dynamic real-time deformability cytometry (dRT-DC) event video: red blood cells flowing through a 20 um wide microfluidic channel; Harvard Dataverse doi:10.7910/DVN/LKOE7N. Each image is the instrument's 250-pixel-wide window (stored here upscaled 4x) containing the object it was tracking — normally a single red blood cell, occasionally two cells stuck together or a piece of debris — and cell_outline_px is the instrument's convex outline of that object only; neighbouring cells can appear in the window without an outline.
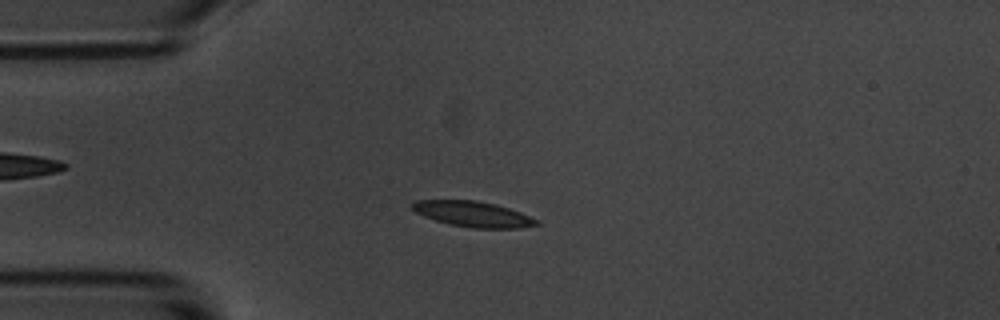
{"species": "common noctule bat (a hibernating species)", "species_latin": "Nyctalus noctula", "temperature_condition": "room temperature", "stored_images_in_passage": 55, "camera_frame_rate_fps": 3000, "um_per_image_px": 0.085, "animal": {"sex": "male", "body_mass_g": 20.1, "forearm_length_mm": 53.5}, "frame": {"image": 1, "passage_image": 13, "time_ms": 4.0, "image_size_px": [1000, 320], "cell_outline_px": [[540, 224], [516, 228], [472, 228], [448, 224], [424, 216], [416, 212], [408, 204], [416, 200], [476, 200], [496, 204], [520, 212], [540, 220]], "centroid_in_image_um": [40.19, 18.19], "position_along_channel_um": 44.8, "area_um2": 18.55}}
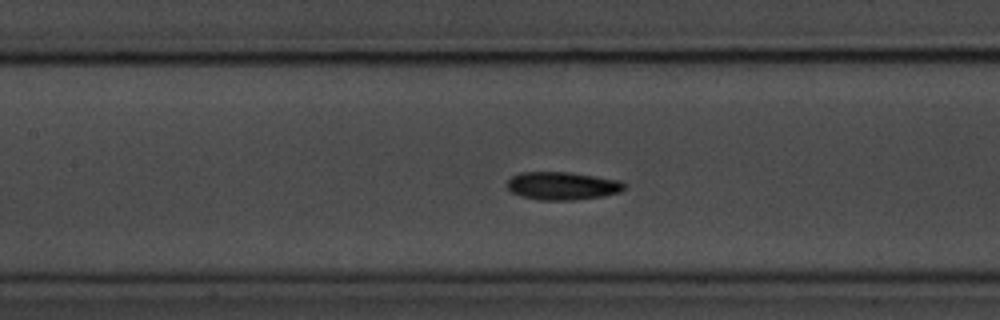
{"frame": {"image": 2, "passage_image": 24, "time_ms": 7.667, "image_size_px": [1000, 320], "cell_outline_px": [[624, 188], [620, 192], [604, 196], [572, 200], [540, 200], [520, 196], [512, 192], [508, 188], [508, 180], [512, 176], [520, 172], [568, 172], [596, 176], [620, 180], [624, 184]], "centroid_in_image_um": [47.8, 15.79], "position_along_channel_um": 159.6, "area_um2": 19.07}}
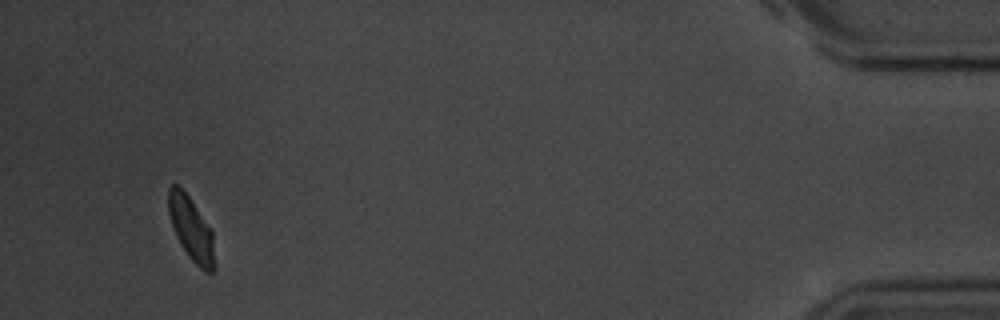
{"frame": {"image": 3, "passage_image": 52, "time_ms": 17.0, "image_size_px": [1000, 320], "cell_outline_px": [[216, 268], [212, 272], [204, 272], [188, 256], [180, 244], [176, 236], [168, 212], [168, 188], [172, 184], [176, 184], [188, 196], [212, 228], [216, 264]], "centroid_in_image_um": [16.29, 19.5], "position_along_channel_um": 418.9, "area_um2": 17.34}, "authors_computed_cell_mechanics": {"area_um2": 18.2648, "velocity_mm_per_s": 3.5827, "shape_relaxation_time_tau1_ms": 3.1808, "shape_relaxation_time_tau2_ms": 3.0271, "deformation_change_tau1": 0.1169, "deformation_change_tau2": 0.0868}}